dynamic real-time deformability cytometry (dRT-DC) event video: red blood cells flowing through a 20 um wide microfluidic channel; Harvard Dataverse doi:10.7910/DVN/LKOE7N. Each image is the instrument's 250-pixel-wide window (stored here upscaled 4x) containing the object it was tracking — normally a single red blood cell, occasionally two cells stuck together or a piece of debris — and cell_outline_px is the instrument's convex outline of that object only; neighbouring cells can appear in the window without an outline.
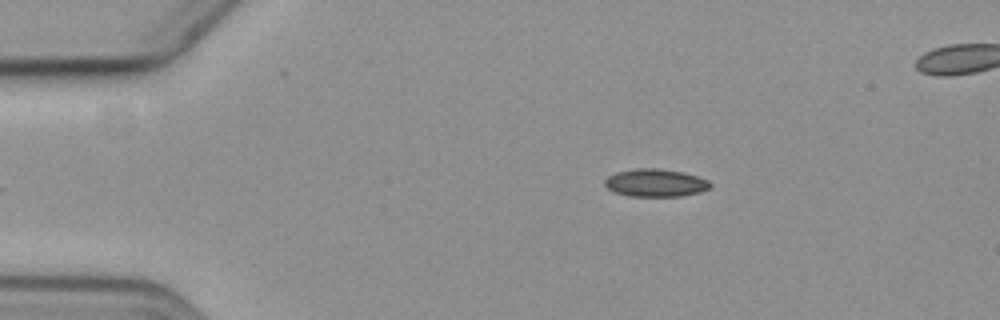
{"species": "common noctule bat (a hibernating species)", "species_latin": "Nyctalus noctula", "temperature_condition": "cold", "stored_images_in_passage": 2, "camera_frame_rate_fps": 3000, "um_per_image_px": 0.085, "animal": {"sex": "female", "body_mass_g": 19.3, "forearm_length_mm": 54.1}, "frame": {"image": 1, "passage_image": 2, "time_ms": 1.0, "image_size_px": [1000, 320], "cell_outline_px": [[712, 184], [708, 188], [700, 192], [680, 196], [632, 196], [616, 192], [608, 188], [604, 184], [604, 180], [608, 176], [616, 172], [636, 168], [660, 168], [684, 172], [708, 180]], "centroid_in_image_um": [55.71, 15.53], "position_along_channel_um": 29.3, "area_um2": 16.99}}